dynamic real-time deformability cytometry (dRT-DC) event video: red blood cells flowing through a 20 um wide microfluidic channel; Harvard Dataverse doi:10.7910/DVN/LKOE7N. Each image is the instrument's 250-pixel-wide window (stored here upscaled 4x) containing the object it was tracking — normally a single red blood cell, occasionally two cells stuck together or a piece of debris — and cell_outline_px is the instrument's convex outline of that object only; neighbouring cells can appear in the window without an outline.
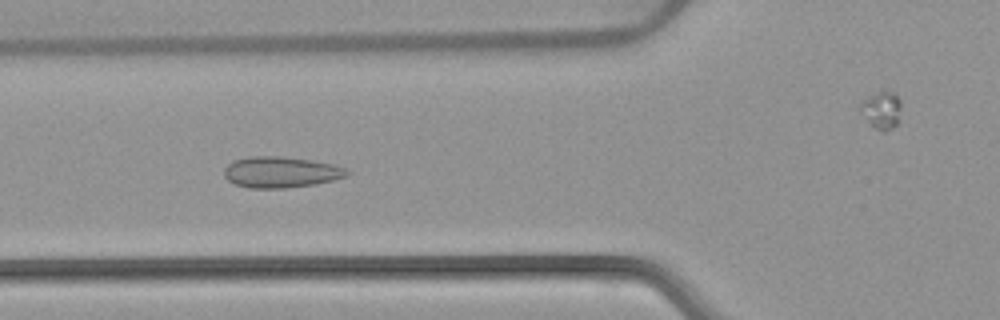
{"species": "common noctule bat (a hibernating species)", "species_latin": "Nyctalus noctula", "temperature_condition": "warm", "stored_images_in_passage": 34, "camera_frame_rate_fps": 3000, "um_per_image_px": 0.085, "animal": {"sex": "female", "body_mass_g": 22.7, "forearm_length_mm": 54.2}, "frame": {"image": 1, "passage_image": 7, "time_ms": 2.0, "image_size_px": [1000, 320], "cell_outline_px": [[348, 176], [316, 184], [284, 188], [248, 188], [236, 184], [228, 180], [224, 176], [224, 168], [232, 160], [248, 156], [280, 156], [312, 160], [336, 164], [344, 168], [348, 172]], "centroid_in_image_um": [23.85, 14.62], "position_along_channel_um": 101.9, "area_um2": 22.37}}
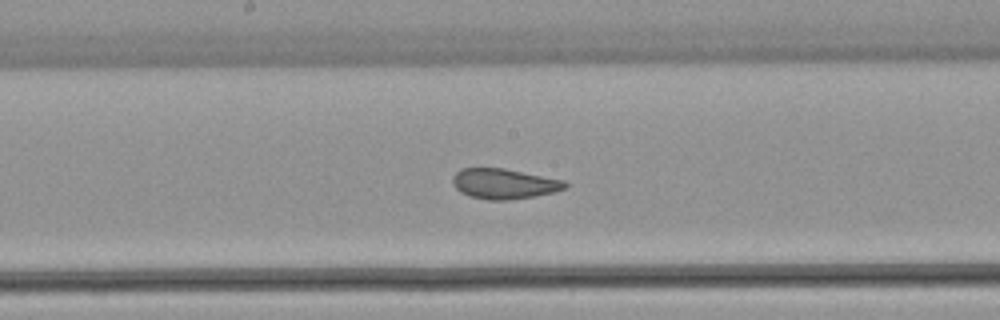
{"frame": {"image": 2, "passage_image": 15, "time_ms": 4.667, "image_size_px": [1000, 320], "cell_outline_px": [[568, 188], [556, 192], [536, 196], [508, 200], [488, 200], [472, 196], [460, 192], [456, 188], [452, 180], [452, 176], [460, 168], [504, 168], [564, 180], [568, 184]], "centroid_in_image_um": [42.88, 15.62], "position_along_channel_um": 205.3, "area_um2": 19.94}}
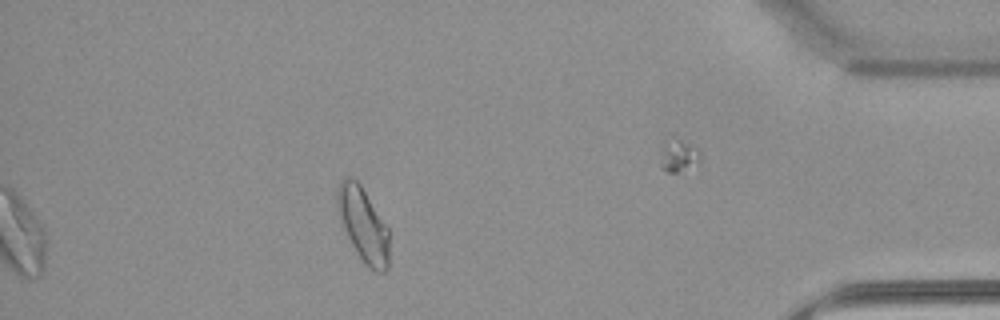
{"frame": {"image": 3, "passage_image": 34, "time_ms": 11.0, "image_size_px": [1000, 320], "cell_outline_px": [[388, 268], [384, 272], [376, 272], [368, 268], [364, 264], [356, 252], [340, 220], [336, 204], [336, 188], [340, 180], [348, 176], [356, 180], [360, 184], [388, 228]], "centroid_in_image_um": [30.85, 19.09], "position_along_channel_um": 404.4, "area_um2": 22.31}, "authors_computed_cell_mechanics": {"area_um2": 20.6057, "velocity_mm_per_s": 3.8752, "shape_relaxation_time_tau1_ms": null, "shape_relaxation_time_tau2_ms": 0.755, "deformation_change_tau1": null, "deformation_change_tau2": 0.066}}